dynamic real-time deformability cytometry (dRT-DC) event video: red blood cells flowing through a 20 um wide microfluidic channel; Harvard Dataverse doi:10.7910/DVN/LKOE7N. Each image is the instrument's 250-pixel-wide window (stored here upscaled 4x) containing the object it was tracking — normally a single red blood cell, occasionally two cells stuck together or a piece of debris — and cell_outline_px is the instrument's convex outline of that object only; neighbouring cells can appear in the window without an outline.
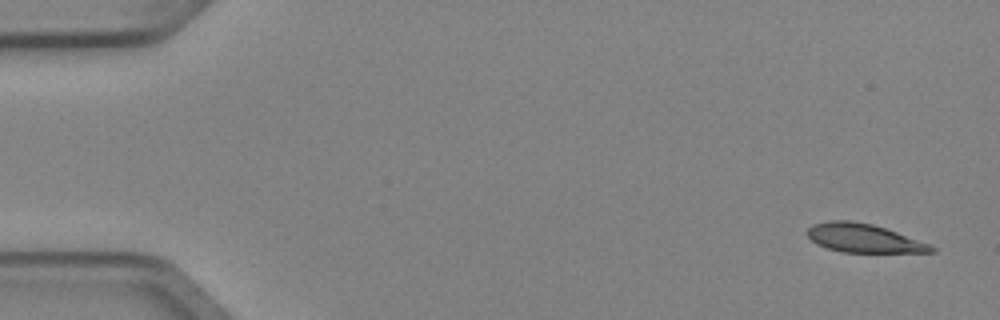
{"species": "Egyptian fruit bat (a non-hibernating species)", "species_latin": "Rousettus aegyptiacus", "temperature_condition": "cold", "stored_images_in_passage": 6, "camera_frame_rate_fps": 3000, "um_per_image_px": 0.085, "animal": {"sex": "female"}, "frame": {"image": 1, "passage_image": 1, "time_ms": 0.0, "image_size_px": [1000, 320], "cell_outline_px": [[936, 252], [840, 252], [816, 244], [804, 232], [812, 224], [828, 220], [852, 220], [872, 224], [896, 232], [928, 244], [936, 248]], "centroid_in_image_um": [73.33, 20.23], "position_along_channel_um": 11.7, "area_um2": 20.58}}
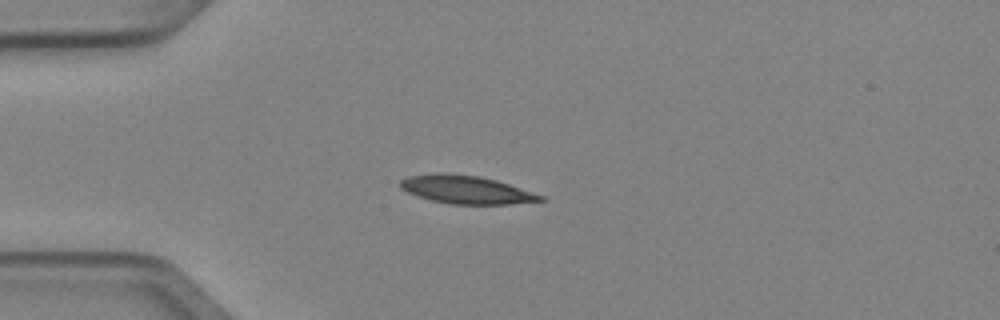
{"frame": {"image": 2, "passage_image": 4, "time_ms": 1.0, "image_size_px": [1000, 320], "cell_outline_px": [[544, 200], [508, 204], [452, 204], [432, 200], [408, 192], [400, 188], [400, 180], [408, 176], [480, 176], [496, 180], [544, 196]], "centroid_in_image_um": [39.69, 16.17], "position_along_channel_um": 45.3, "area_um2": 21.62}}
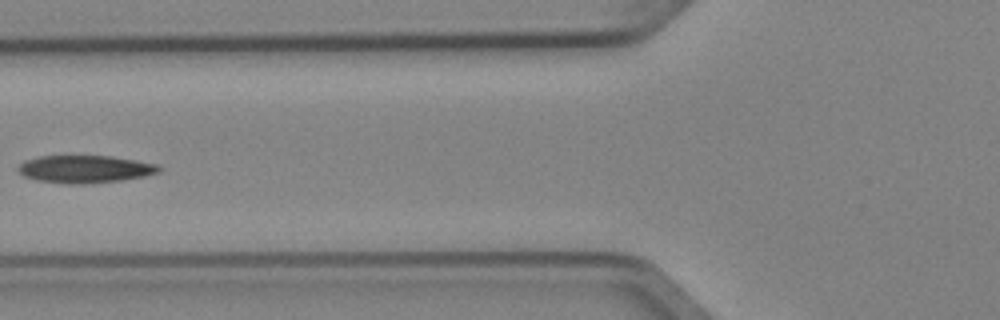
{"frame": {"image": 3, "passage_image": 6, "time_ms": 1.667, "image_size_px": [1000, 320], "cell_outline_px": [[164, 168], [160, 172], [144, 176], [120, 180], [84, 184], [68, 184], [36, 180], [24, 176], [16, 168], [24, 160], [36, 156], [112, 156], [160, 164]], "centroid_in_image_um": [7.25, 14.36], "position_along_channel_um": 118.6, "area_um2": 22.83}}